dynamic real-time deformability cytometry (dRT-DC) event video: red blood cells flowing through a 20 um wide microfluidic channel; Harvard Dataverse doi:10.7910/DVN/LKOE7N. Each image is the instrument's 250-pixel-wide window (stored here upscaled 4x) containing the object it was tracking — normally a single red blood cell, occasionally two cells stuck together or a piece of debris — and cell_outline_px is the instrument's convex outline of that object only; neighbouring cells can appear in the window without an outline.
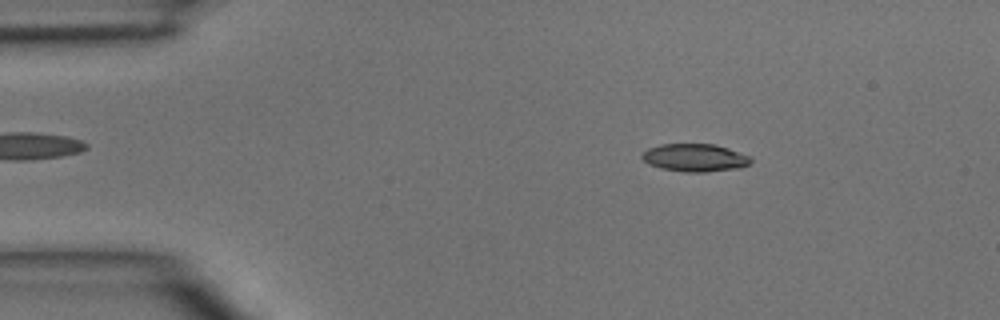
{"species": "common noctule bat (a hibernating species)", "species_latin": "Nyctalus noctula", "temperature_condition": "room temperature", "stored_images_in_passage": 3, "camera_frame_rate_fps": 3000, "um_per_image_px": 0.085, "animal": {"sex": "male", "body_mass_g": 15.6}, "frame": {"image": 1, "passage_image": 1, "time_ms": 0.0, "image_size_px": [1000, 320], "cell_outline_px": [[752, 160], [748, 164], [740, 168], [704, 172], [684, 172], [660, 168], [648, 164], [640, 156], [648, 148], [660, 144], [716, 144], [752, 156]], "centroid_in_image_um": [59.08, 13.4], "position_along_channel_um": 25.9, "area_um2": 17.74}}